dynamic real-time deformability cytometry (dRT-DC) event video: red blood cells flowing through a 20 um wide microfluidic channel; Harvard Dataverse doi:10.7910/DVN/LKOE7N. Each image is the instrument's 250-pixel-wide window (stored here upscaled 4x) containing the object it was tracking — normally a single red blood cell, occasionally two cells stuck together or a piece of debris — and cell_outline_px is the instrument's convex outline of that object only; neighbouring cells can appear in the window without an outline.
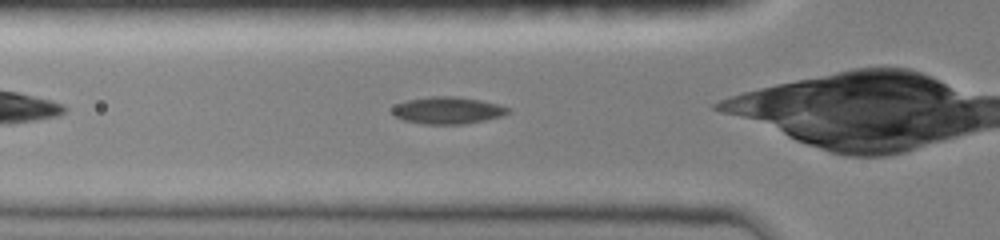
{"species": "common noctule bat (a hibernating species)", "species_latin": "Nyctalus noctula", "temperature_condition": "room temperature", "stored_images_in_passage": 24, "camera_frame_rate_fps": 3000, "um_per_image_px": 0.085, "animal": {"sex": "female", "body_mass_g": 19.0, "forearm_length_mm": 51.5}, "frame": {"image": 1, "passage_image": 2, "time_ms": 0.333, "image_size_px": [1000, 240], "cell_outline_px": [[512, 112], [500, 116], [484, 120], [464, 124], [424, 124], [404, 120], [396, 116], [392, 112], [392, 108], [396, 104], [408, 100], [432, 96], [456, 96], [480, 100], [496, 104], [508, 108]], "centroid_in_image_um": [38.04, 9.38], "position_along_channel_um": 87.8, "area_um2": 18.03}}
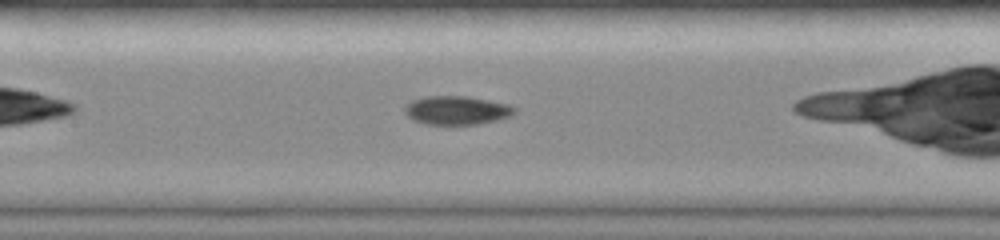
{"frame": {"image": 2, "passage_image": 8, "time_ms": 2.333, "image_size_px": [1000, 240], "cell_outline_px": [[516, 112], [508, 116], [496, 120], [476, 124], [428, 124], [412, 120], [404, 112], [404, 108], [412, 100], [424, 96], [468, 96], [508, 104], [516, 108]], "centroid_in_image_um": [38.8, 9.36], "position_along_channel_um": 168.6, "area_um2": 18.21}}
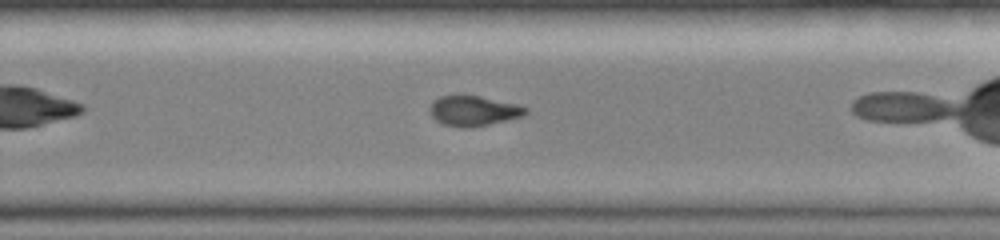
{"frame": {"image": 3, "passage_image": 17, "time_ms": 5.333, "image_size_px": [1000, 240], "cell_outline_px": [[528, 112], [524, 116], [472, 128], [460, 128], [444, 124], [436, 120], [428, 112], [428, 108], [432, 100], [440, 96], [460, 92], [520, 104], [528, 108]], "centroid_in_image_um": [40.22, 9.38], "position_along_channel_um": 289.6, "area_um2": 17.69}}